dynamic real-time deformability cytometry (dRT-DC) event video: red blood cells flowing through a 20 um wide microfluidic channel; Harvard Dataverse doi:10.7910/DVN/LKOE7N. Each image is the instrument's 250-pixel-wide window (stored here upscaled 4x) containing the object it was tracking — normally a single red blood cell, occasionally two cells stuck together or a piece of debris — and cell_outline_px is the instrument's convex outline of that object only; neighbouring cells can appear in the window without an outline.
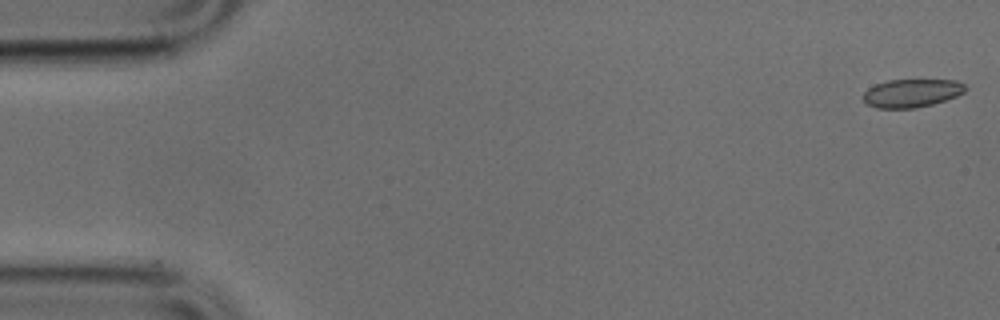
{"species": "common noctule bat (a hibernating species)", "species_latin": "Nyctalus noctula", "temperature_condition": "cold", "stored_images_in_passage": 50, "camera_frame_rate_fps": 3000, "um_per_image_px": 0.085, "animal": {"sex": "male", "body_mass_g": 17.9, "forearm_length_mm": 54.2}, "frame": {"image": 1, "passage_image": 1, "time_ms": 0.0, "image_size_px": [1000, 320], "cell_outline_px": [[968, 88], [964, 92], [956, 96], [932, 104], [912, 108], [876, 108], [868, 104], [864, 100], [864, 92], [868, 88], [876, 84], [888, 80], [956, 80], [964, 84]], "centroid_in_image_um": [77.5, 7.9], "position_along_channel_um": 7.5, "area_um2": 16.65}}
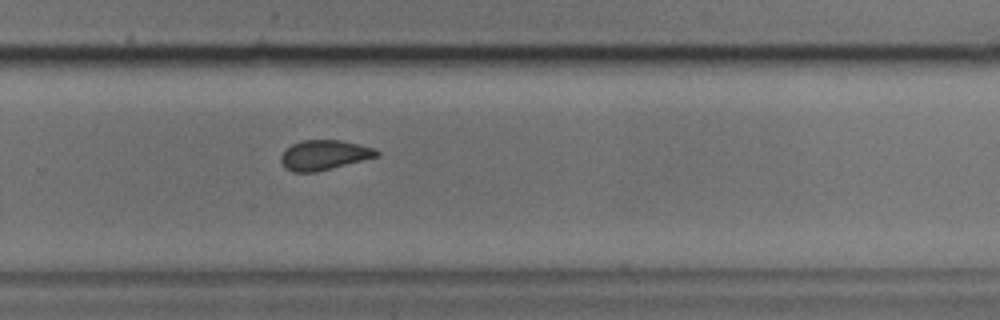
{"frame": {"image": 2, "passage_image": 33, "time_ms": 10.667, "image_size_px": [1000, 320], "cell_outline_px": [[380, 156], [316, 172], [292, 172], [284, 168], [280, 160], [280, 156], [284, 148], [292, 144], [304, 140], [340, 140], [360, 144], [376, 148], [380, 152]], "centroid_in_image_um": [27.55, 13.17], "position_along_channel_um": 302.3, "area_um2": 16.94}}
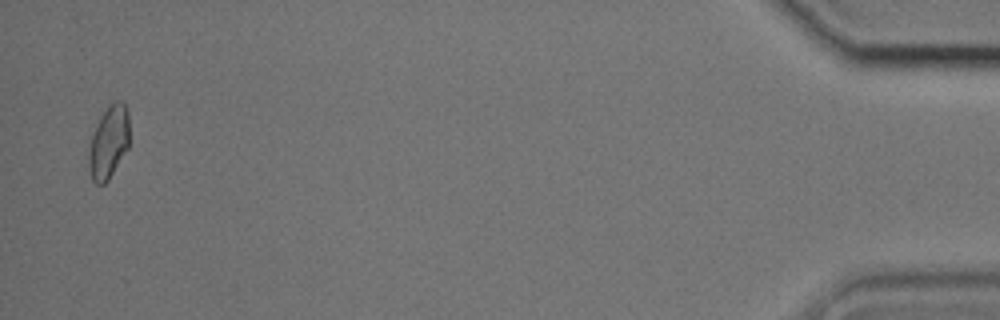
{"frame": {"image": 3, "passage_image": 49, "time_ms": 16.0, "image_size_px": [1000, 320], "cell_outline_px": [[128, 148], [108, 180], [104, 184], [96, 184], [92, 180], [88, 164], [88, 152], [92, 136], [96, 124], [100, 116], [116, 100], [120, 100], [128, 108]], "centroid_in_image_um": [9.23, 12.1], "position_along_channel_um": 426.0, "area_um2": 17.05}}